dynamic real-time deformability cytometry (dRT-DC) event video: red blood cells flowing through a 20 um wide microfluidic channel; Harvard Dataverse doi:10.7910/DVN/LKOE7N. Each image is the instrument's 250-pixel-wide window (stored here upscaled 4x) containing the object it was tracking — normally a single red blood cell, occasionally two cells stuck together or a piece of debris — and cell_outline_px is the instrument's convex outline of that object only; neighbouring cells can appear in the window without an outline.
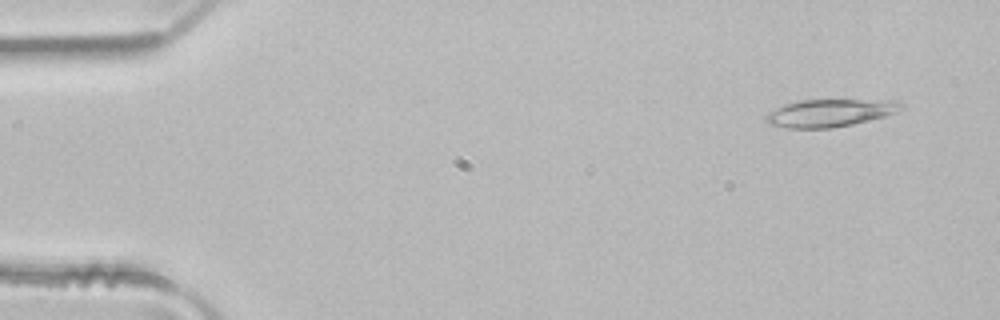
{"species": "common noctule bat (a hibernating species)", "species_latin": "Nyctalus noctula", "temperature_condition": "room temperature", "stored_images_in_passage": 5, "camera_frame_rate_fps": 3000, "um_per_image_px": 0.085, "animal": {"sex": "male", "body_mass_g": 21.5, "forearm_length_mm": 52.0}, "frame": {"image": 1, "passage_image": 5, "time_ms": 1.333, "image_size_px": [1000, 320], "cell_outline_px": [[904, 108], [896, 112], [884, 116], [852, 124], [832, 128], [788, 128], [768, 124], [764, 120], [764, 116], [768, 112], [784, 104], [800, 100], [900, 100], [904, 104]], "centroid_in_image_um": [70.54, 9.59], "position_along_channel_um": 14.5, "area_um2": 21.85}}